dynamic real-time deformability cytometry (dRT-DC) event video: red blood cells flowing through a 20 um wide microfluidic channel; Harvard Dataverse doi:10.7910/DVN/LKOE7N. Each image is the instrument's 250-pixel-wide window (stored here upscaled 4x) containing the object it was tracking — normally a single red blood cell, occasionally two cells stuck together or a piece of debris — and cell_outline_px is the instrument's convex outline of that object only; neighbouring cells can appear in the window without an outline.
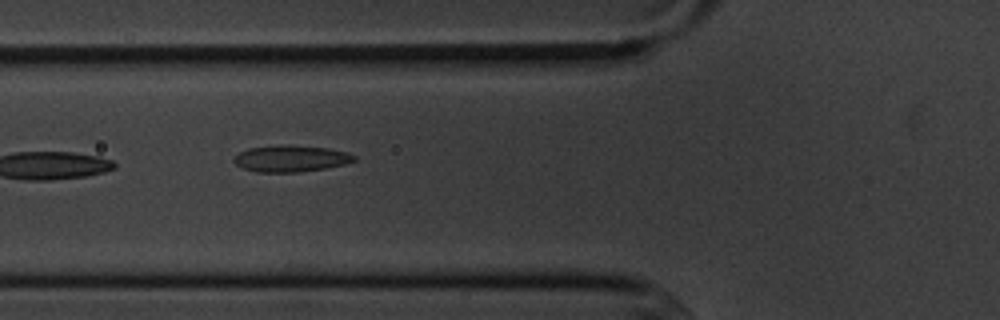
{"species": "common noctule bat (a hibernating species)", "species_latin": "Nyctalus noctula", "temperature_condition": "cold", "stored_images_in_passage": 7, "camera_frame_rate_fps": 3000, "um_per_image_px": 0.085, "animal": {"sex": "male", "body_mass_g": 20.1, "forearm_length_mm": 53.5}, "frame": {"image": 1, "passage_image": 6, "time_ms": 5.667, "image_size_px": [1000, 320], "cell_outline_px": [[356, 160], [344, 164], [324, 168], [300, 172], [256, 172], [244, 168], [236, 164], [232, 160], [240, 152], [248, 148], [328, 148], [348, 152], [356, 156]], "centroid_in_image_um": [24.75, 13.53], "position_along_channel_um": 101.0, "area_um2": 17.4}}
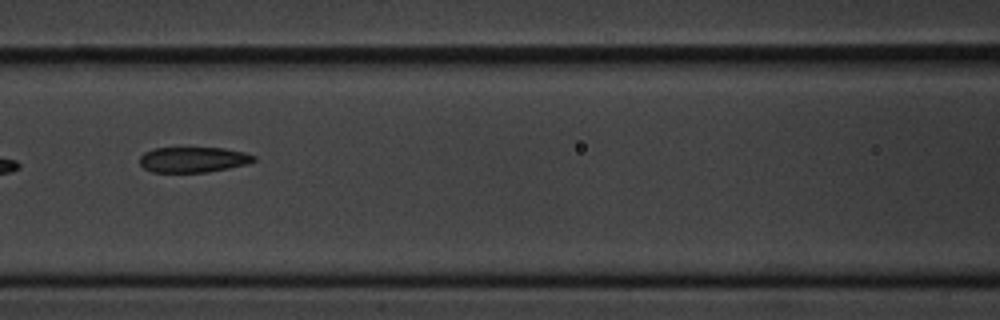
{"frame": {"image": 2, "passage_image": 7, "time_ms": 7.0, "image_size_px": [1000, 320], "cell_outline_px": [[256, 160], [248, 164], [208, 172], [152, 172], [144, 168], [140, 164], [140, 156], [144, 152], [152, 148], [224, 148], [244, 152], [256, 156]], "centroid_in_image_um": [16.42, 13.56], "position_along_channel_um": 150.2, "area_um2": 16.99}}